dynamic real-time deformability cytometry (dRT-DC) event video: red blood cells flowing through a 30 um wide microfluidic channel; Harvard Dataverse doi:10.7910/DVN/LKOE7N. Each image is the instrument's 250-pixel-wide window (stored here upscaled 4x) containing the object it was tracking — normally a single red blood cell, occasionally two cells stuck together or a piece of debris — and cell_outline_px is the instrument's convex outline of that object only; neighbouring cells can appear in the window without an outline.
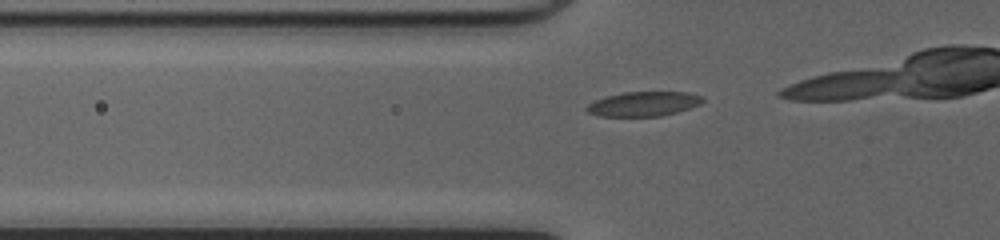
{"species": "common noctule bat (a hibernating species)", "species_latin": "Nyctalus noctula", "temperature_condition": "cold", "stored_images_in_passage": 7, "camera_frame_rate_fps": 3000, "um_per_image_px": 0.085, "animal": {"sex": "female", "body_mass_g": 20.0, "forearm_length_mm": 54.0}, "frame": {"image": 1, "passage_image": 2, "time_ms": 0.333, "image_size_px": [1000, 240], "cell_outline_px": [[704, 100], [700, 104], [676, 112], [660, 116], [600, 116], [588, 112], [584, 108], [588, 104], [596, 100], [608, 96], [624, 92], [688, 92], [704, 96]], "centroid_in_image_um": [54.72, 8.82], "position_along_channel_um": 71.1, "area_um2": 16.47}}
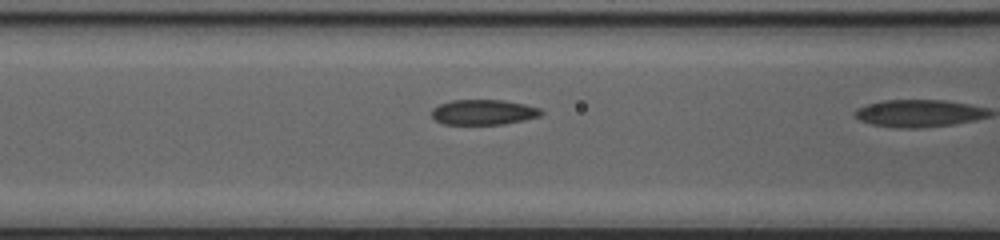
{"frame": {"image": 2, "passage_image": 6, "time_ms": 1.667, "image_size_px": [1000, 240], "cell_outline_px": [[544, 112], [540, 116], [524, 120], [504, 124], [444, 124], [436, 120], [432, 116], [432, 108], [440, 104], [452, 100], [504, 100], [524, 104], [540, 108]], "centroid_in_image_um": [41.11, 9.53], "position_along_channel_um": 125.5, "area_um2": 16.07}}